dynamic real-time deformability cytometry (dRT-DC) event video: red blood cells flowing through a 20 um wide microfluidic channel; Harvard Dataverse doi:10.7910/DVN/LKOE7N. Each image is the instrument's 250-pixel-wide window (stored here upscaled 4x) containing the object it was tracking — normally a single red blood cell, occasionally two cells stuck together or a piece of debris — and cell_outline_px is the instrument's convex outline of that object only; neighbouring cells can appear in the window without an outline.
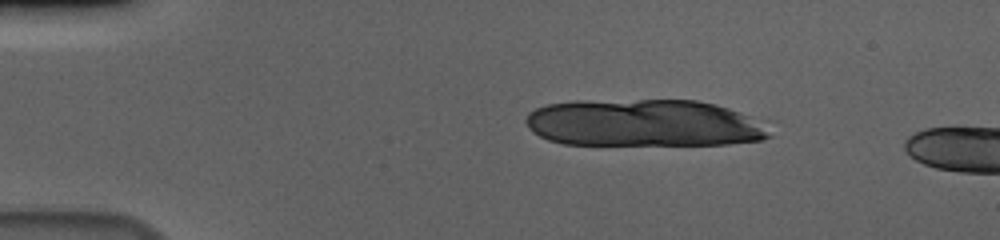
{"species": "human", "species_latin": "Homo sapiens", "temperature_condition": "cold", "stored_images_in_passage": 18, "camera_frame_rate_fps": 3000, "um_per_image_px": 0.085, "donor": {"sex": "male"}, "frame": {"image": 1, "passage_image": 9, "time_ms": 2.667, "image_size_px": [1000, 240], "cell_outline_px": [[772, 136], [764, 140], [728, 144], [564, 144], [548, 140], [532, 132], [528, 128], [524, 120], [528, 112], [536, 108], [548, 104], [576, 100], [696, 100], [716, 104], [728, 108], [748, 116]], "centroid_in_image_um": [54.62, 10.45], "position_along_channel_um": 30.4, "area_um2": 66.82}}